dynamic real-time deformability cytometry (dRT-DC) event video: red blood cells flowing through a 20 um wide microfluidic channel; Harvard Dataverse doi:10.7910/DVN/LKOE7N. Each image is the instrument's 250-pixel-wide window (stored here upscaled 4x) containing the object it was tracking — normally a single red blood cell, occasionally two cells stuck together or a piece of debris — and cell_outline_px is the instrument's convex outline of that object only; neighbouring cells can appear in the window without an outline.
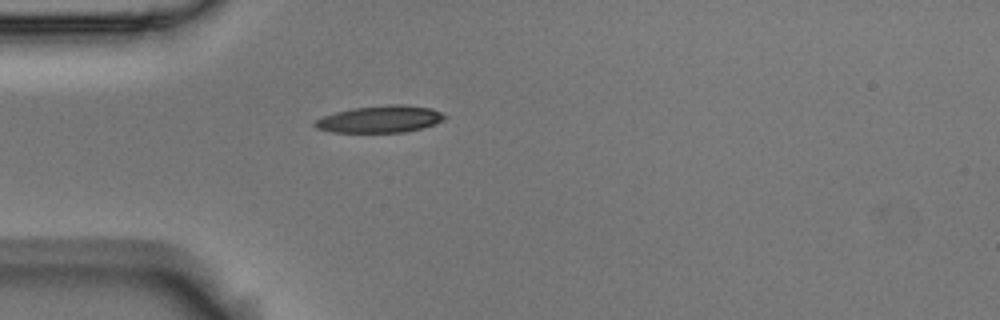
{"species": "Egyptian fruit bat (a non-hibernating species)", "species_latin": "Rousettus aegyptiacus", "temperature_condition": "room temperature", "stored_images_in_passage": 1, "camera_frame_rate_fps": 3000, "um_per_image_px": 0.085, "animal": {"sex": "male"}, "frame": {"image": 1, "passage_image": 1, "time_ms": 0.0, "image_size_px": [1000, 320], "cell_outline_px": [[448, 116], [424, 128], [404, 132], [332, 132], [316, 128], [312, 124], [316, 120], [324, 116], [336, 112], [352, 108], [392, 104], [404, 104], [432, 108]], "centroid_in_image_um": [32.3, 10.12], "position_along_channel_um": 52.7, "area_um2": 20.29}}